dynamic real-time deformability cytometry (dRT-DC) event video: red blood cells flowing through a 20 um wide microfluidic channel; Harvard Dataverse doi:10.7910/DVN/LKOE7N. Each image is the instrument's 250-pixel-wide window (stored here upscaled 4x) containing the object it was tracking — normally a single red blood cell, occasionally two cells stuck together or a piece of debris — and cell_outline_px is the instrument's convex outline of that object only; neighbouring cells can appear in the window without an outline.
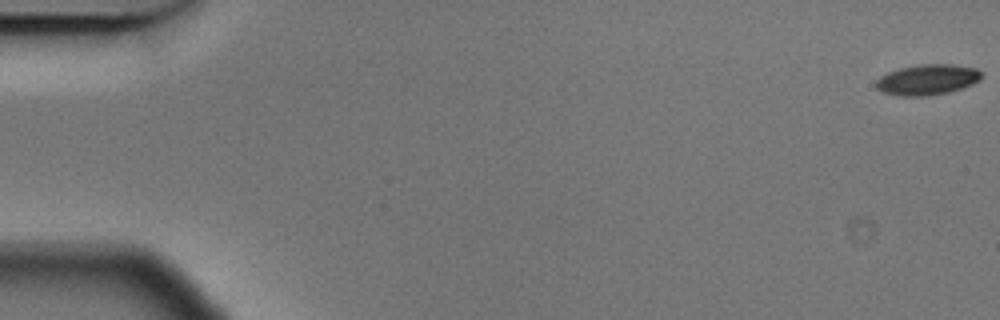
{"species": "Egyptian fruit bat (a non-hibernating species)", "species_latin": "Rousettus aegyptiacus", "temperature_condition": "cold", "stored_images_in_passage": 58, "camera_frame_rate_fps": 3000, "um_per_image_px": 0.085, "animal": {"sex": "male"}, "frame": {"image": 1, "passage_image": 1, "time_ms": 0.0, "image_size_px": [1000, 320], "cell_outline_px": [[984, 76], [980, 80], [972, 84], [948, 92], [928, 96], [896, 96], [884, 92], [876, 88], [876, 80], [880, 76], [888, 72], [900, 68], [920, 64], [952, 64], [976, 68]], "centroid_in_image_um": [78.82, 6.77], "position_along_channel_um": 6.2, "area_um2": 18.84}}
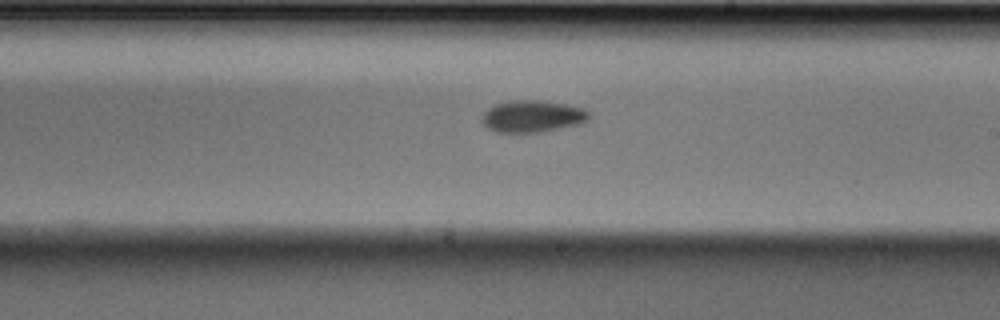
{"frame": {"image": 2, "passage_image": 34, "time_ms": 11.0, "image_size_px": [1000, 320], "cell_outline_px": [[592, 116], [588, 120], [580, 124], [540, 132], [496, 132], [488, 128], [480, 120], [480, 116], [488, 108], [496, 104], [512, 100], [540, 100], [564, 104], [584, 108]], "centroid_in_image_um": [45.25, 9.88], "position_along_channel_um": 243.8, "area_um2": 20.0}}
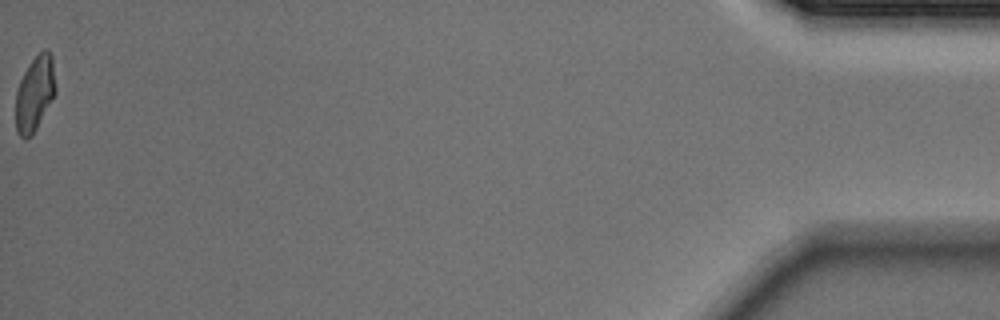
{"frame": {"image": 3, "passage_image": 58, "time_ms": 19.0, "image_size_px": [1000, 320], "cell_outline_px": [[56, 92], [32, 136], [24, 140], [16, 132], [16, 92], [20, 80], [24, 72], [32, 60], [44, 48], [48, 48], [52, 52], [56, 88]], "centroid_in_image_um": [2.97, 7.93], "position_along_channel_um": 432.2, "area_um2": 17.57}, "authors_computed_cell_mechanics": {"area_um2": 19.1029, "velocity_mm_per_s": 3.5528, "shape_relaxation_time_tau1_ms": 4.0158, "shape_relaxation_time_tau2_ms": 8.0959, "deformation_change_tau1": 0.1088, "deformation_change_tau2": 0.1306}}